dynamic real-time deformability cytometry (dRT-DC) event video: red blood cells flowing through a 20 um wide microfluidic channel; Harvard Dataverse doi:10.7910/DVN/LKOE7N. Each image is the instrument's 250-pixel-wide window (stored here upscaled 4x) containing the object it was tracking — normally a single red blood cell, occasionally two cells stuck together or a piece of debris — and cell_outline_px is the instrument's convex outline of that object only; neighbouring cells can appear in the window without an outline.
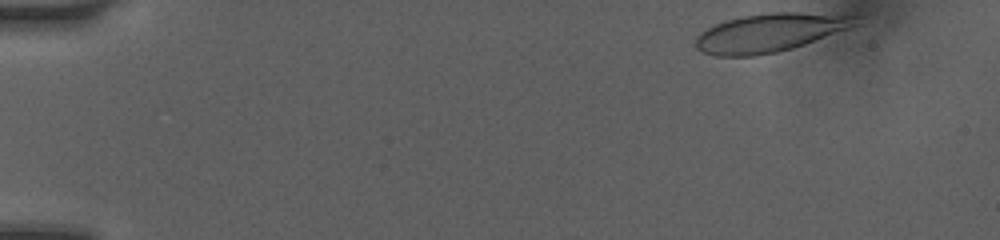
{"species": "human", "species_latin": "Homo sapiens", "temperature_condition": "room temperature", "stored_images_in_passage": 41, "camera_frame_rate_fps": 3000, "um_per_image_px": 0.085, "donor": {"sex": "female"}, "frame": {"image": 1, "passage_image": 1, "time_ms": 0.0, "image_size_px": [1000, 240], "cell_outline_px": [[860, 16], [856, 24], [848, 28], [804, 44], [792, 48], [776, 52], [756, 56], [716, 56], [704, 52], [696, 48], [696, 36], [708, 28], [716, 24], [740, 16], [768, 12], [796, 12]], "centroid_in_image_um": [65.4, 2.77], "position_along_channel_um": 19.6, "area_um2": 35.37}}
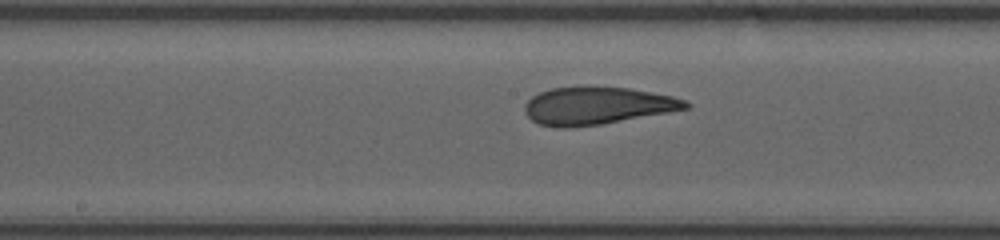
{"frame": {"image": 2, "passage_image": 23, "time_ms": 7.333, "image_size_px": [1000, 240], "cell_outline_px": [[692, 108], [600, 124], [568, 128], [560, 128], [540, 124], [532, 120], [524, 112], [524, 104], [532, 96], [540, 92], [552, 88], [628, 88], [672, 96], [684, 100], [692, 104]], "centroid_in_image_um": [50.76, 9.01], "position_along_channel_um": 197.4, "area_um2": 34.62}}
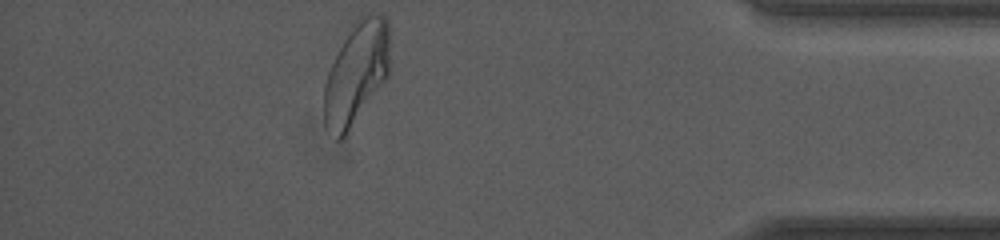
{"frame": {"image": 3, "passage_image": 41, "time_ms": 13.333, "image_size_px": [1000, 240], "cell_outline_px": [[388, 76], [344, 136], [340, 140], [336, 140], [324, 120], [324, 84], [328, 72], [356, 16], [368, 12], [376, 12], [384, 16], [388, 20]], "centroid_in_image_um": [30.29, 6.15], "position_along_channel_um": 404.9, "area_um2": 38.61}, "authors_computed_cell_mechanics": {"area_um2": 35.7782, "velocity_mm_per_s": 4.0734, "shape_relaxation_time_tau1_ms": 3.971, "shape_relaxation_time_tau2_ms": 1.1045, "deformation_change_tau1": 0.172, "deformation_change_tau2": 0.0871}}